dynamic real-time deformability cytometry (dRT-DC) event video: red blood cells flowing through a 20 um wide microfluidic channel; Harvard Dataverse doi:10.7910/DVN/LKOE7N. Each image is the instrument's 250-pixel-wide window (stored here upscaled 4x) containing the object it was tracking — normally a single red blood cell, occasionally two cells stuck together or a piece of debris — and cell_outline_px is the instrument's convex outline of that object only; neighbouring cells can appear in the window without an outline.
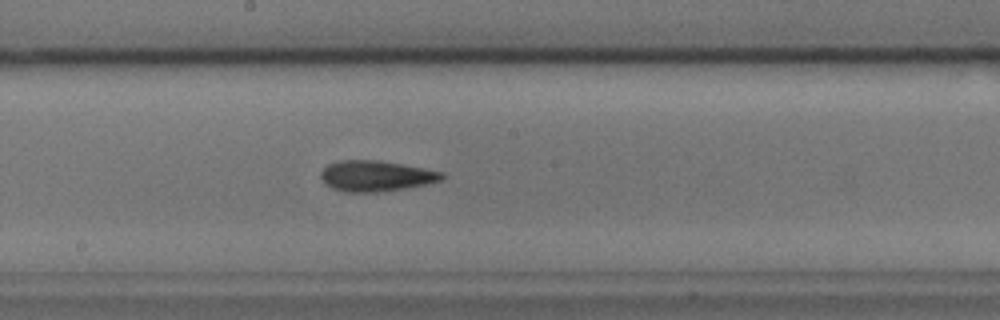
{"species": "common noctule bat (a hibernating species)", "species_latin": "Nyctalus noctula", "temperature_condition": "cold", "stored_images_in_passage": 33, "camera_frame_rate_fps": 3000, "um_per_image_px": 0.085, "animal": {"sex": "male", "body_mass_g": 17.9, "forearm_length_mm": 54.2}, "frame": {"image": 1, "passage_image": 13, "time_ms": 4.0, "image_size_px": [1000, 320], "cell_outline_px": [[448, 176], [444, 180], [428, 184], [408, 188], [376, 192], [344, 192], [332, 188], [324, 184], [320, 176], [320, 172], [328, 164], [340, 160], [376, 160], [424, 168], [444, 172]], "centroid_in_image_um": [31.99, 14.96], "position_along_channel_um": 216.2, "area_um2": 21.96}}
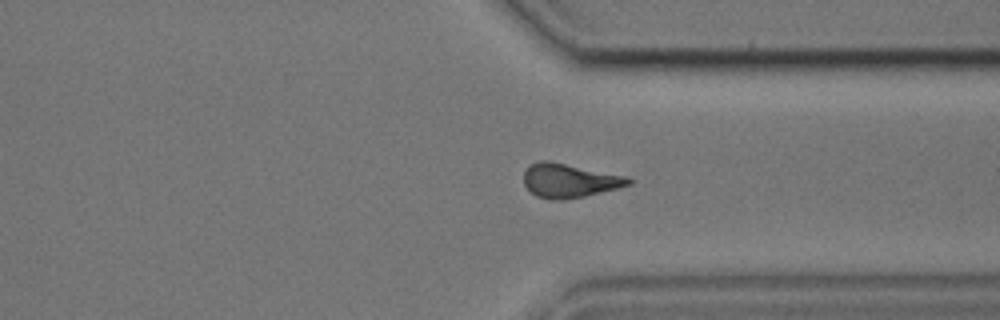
{"frame": {"image": 2, "passage_image": 25, "time_ms": 8.0, "image_size_px": [1000, 320], "cell_outline_px": [[632, 184], [584, 196], [564, 200], [552, 200], [536, 196], [524, 184], [524, 172], [532, 164], [540, 160], [548, 160], [628, 176], [632, 180]], "centroid_in_image_um": [48.41, 15.34], "position_along_channel_um": 363.0, "area_um2": 20.63}}
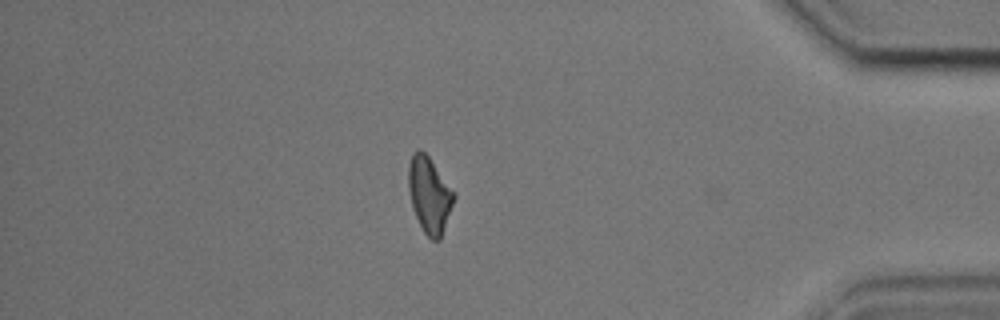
{"frame": {"image": 3, "passage_image": 31, "time_ms": 10.0, "image_size_px": [1000, 320], "cell_outline_px": [[456, 196], [440, 240], [432, 240], [424, 232], [412, 208], [408, 188], [408, 168], [412, 152], [420, 148], [428, 156], [456, 192]], "centroid_in_image_um": [36.5, 16.54], "position_along_channel_um": 398.7, "area_um2": 20.23}, "authors_computed_cell_mechanics": {"area_um2": 20.7502, "velocity_mm_per_s": 3.6795, "shape_relaxation_time_tau1_ms": 8.9059, "shape_relaxation_time_tau2_ms": 3.6723, "deformation_change_tau1": 0.1742, "deformation_change_tau2": 0.1118}}